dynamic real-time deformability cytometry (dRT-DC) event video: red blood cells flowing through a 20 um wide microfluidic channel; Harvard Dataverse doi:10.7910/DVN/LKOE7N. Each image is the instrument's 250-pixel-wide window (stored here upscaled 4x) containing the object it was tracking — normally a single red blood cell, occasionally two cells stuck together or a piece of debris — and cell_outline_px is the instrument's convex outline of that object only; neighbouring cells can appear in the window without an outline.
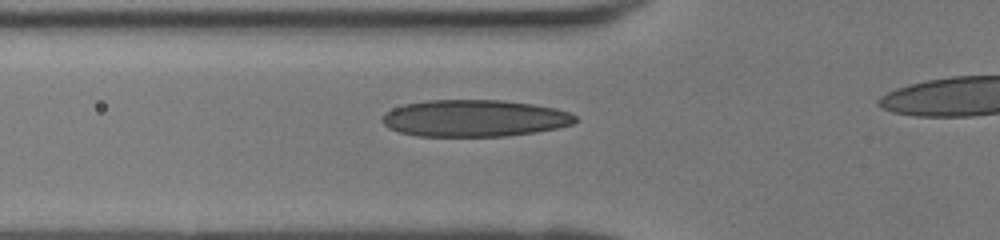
{"species": "human", "species_latin": "Homo sapiens", "temperature_condition": "room temperature", "stored_images_in_passage": 23, "camera_frame_rate_fps": 3000, "um_per_image_px": 0.085, "donor": {"sex": "female"}, "frame": {"image": 1, "passage_image": 2, "time_ms": 0.333, "image_size_px": [1000, 240], "cell_outline_px": [[580, 120], [572, 124], [556, 128], [536, 132], [508, 136], [416, 136], [400, 132], [388, 128], [380, 120], [380, 116], [384, 112], [392, 108], [404, 104], [428, 100], [500, 100], [532, 104], [556, 108], [568, 112], [576, 116]], "centroid_in_image_um": [40.3, 10.05], "position_along_channel_um": 85.5, "area_um2": 41.79}}
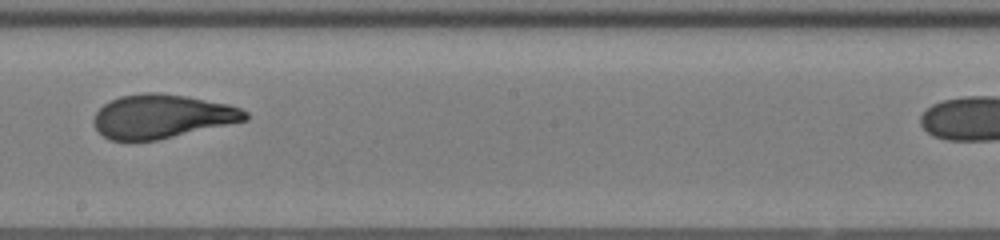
{"frame": {"image": 2, "passage_image": 11, "time_ms": 3.333, "image_size_px": [1000, 240], "cell_outline_px": [[248, 120], [156, 140], [108, 140], [96, 128], [92, 120], [96, 112], [104, 104], [120, 96], [148, 92], [156, 92], [188, 96], [228, 104], [240, 108], [248, 112]], "centroid_in_image_um": [13.77, 9.88], "position_along_channel_um": 234.4, "area_um2": 38.49}}
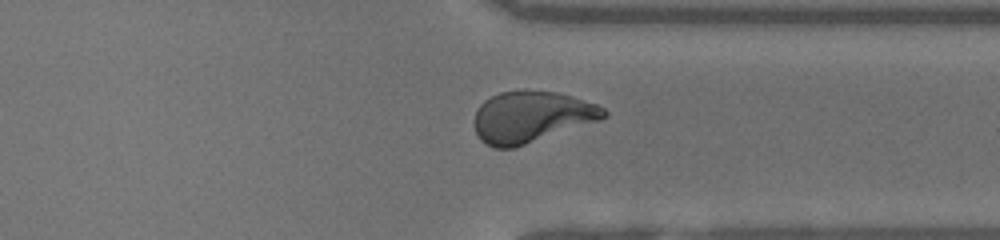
{"frame": {"image": 3, "passage_image": 19, "time_ms": 6.0, "image_size_px": [1000, 240], "cell_outline_px": [[608, 116], [600, 120], [512, 148], [492, 148], [484, 144], [480, 140], [476, 132], [476, 112], [480, 104], [484, 100], [500, 92], [556, 92], [572, 96], [596, 104], [604, 108], [608, 112]], "centroid_in_image_um": [45.18, 9.95], "position_along_channel_um": 366.2, "area_um2": 37.97}}